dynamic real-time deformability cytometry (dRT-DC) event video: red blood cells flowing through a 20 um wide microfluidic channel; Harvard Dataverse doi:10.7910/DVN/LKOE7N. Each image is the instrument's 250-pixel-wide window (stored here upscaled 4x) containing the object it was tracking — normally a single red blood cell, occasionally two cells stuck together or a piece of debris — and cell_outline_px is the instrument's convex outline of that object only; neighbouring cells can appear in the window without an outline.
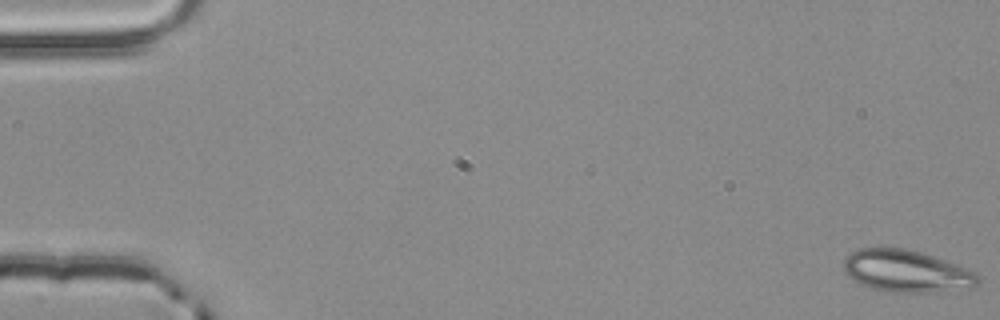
{"species": "common noctule bat (a hibernating species)", "species_latin": "Nyctalus noctula", "temperature_condition": "room temperature", "stored_images_in_passage": 4, "camera_frame_rate_fps": 3000, "um_per_image_px": 0.085, "animal": {"sex": "male", "body_mass_g": 20.4}, "frame": {"image": 1, "passage_image": 1, "time_ms": 0.0, "image_size_px": [1000, 320], "cell_outline_px": [[980, 284], [976, 288], [936, 292], [884, 292], [860, 284], [852, 280], [844, 272], [844, 260], [852, 252], [860, 248], [904, 248], [920, 252], [944, 260], [976, 272], [980, 280]], "centroid_in_image_um": [77.07, 23.07], "position_along_channel_um": 7.9, "area_um2": 33.12}}